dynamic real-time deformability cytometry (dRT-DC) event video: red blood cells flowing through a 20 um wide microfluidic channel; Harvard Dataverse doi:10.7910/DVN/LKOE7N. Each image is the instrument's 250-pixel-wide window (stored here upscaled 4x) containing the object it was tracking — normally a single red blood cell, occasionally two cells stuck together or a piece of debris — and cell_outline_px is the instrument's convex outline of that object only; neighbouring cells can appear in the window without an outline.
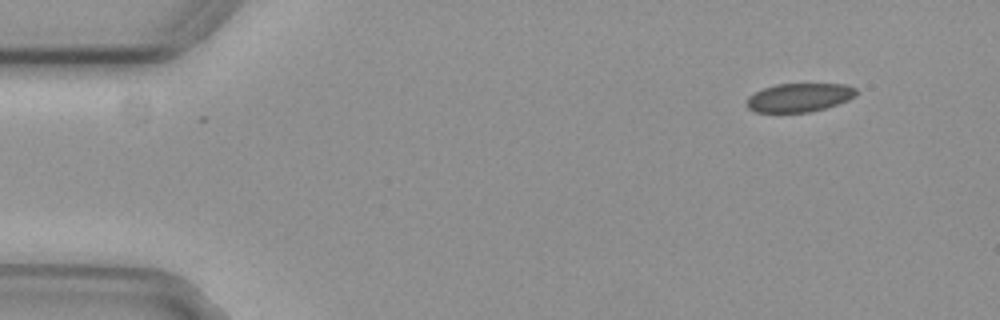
{"species": "common noctule bat (a hibernating species)", "species_latin": "Nyctalus noctula", "temperature_condition": "cold", "stored_images_in_passage": 51, "camera_frame_rate_fps": 3000, "um_per_image_px": 0.085, "animal": {"sex": "female", "body_mass_g": 29.2, "forearm_length_mm": 56.3}, "frame": {"image": 1, "passage_image": 1, "time_ms": 0.0, "image_size_px": [1000, 320], "cell_outline_px": [[856, 96], [848, 100], [824, 108], [808, 112], [756, 112], [748, 108], [748, 96], [764, 88], [776, 84], [848, 84], [856, 88]], "centroid_in_image_um": [67.96, 8.28], "position_along_channel_um": 17.0, "area_um2": 18.09}}
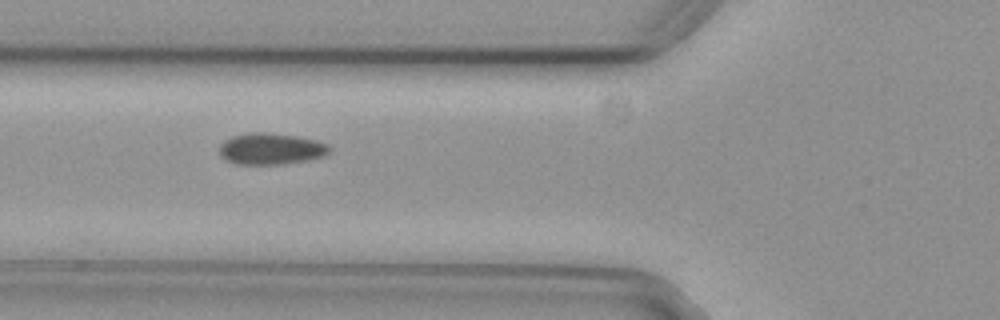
{"frame": {"image": 2, "passage_image": 16, "time_ms": 5.0, "image_size_px": [1000, 320], "cell_outline_px": [[332, 148], [324, 156], [308, 160], [284, 164], [236, 164], [220, 156], [220, 144], [224, 140], [232, 136], [252, 132], [264, 132], [296, 136], [316, 140], [328, 144]], "centroid_in_image_um": [23.04, 12.65], "position_along_channel_um": 102.8, "area_um2": 20.17}}
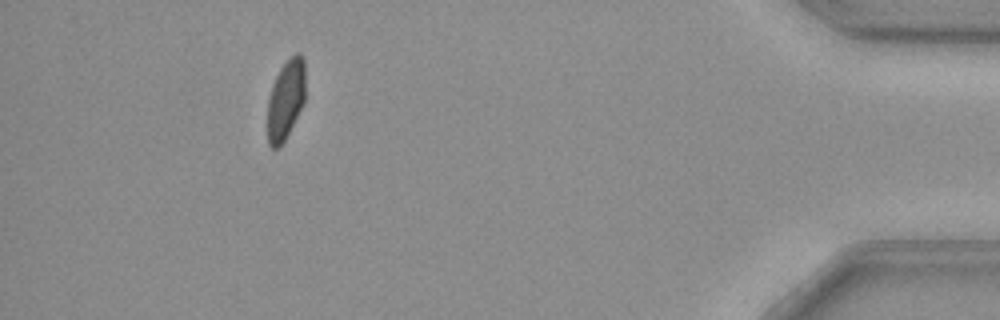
{"frame": {"image": 3, "passage_image": 46, "time_ms": 15.0, "image_size_px": [1000, 320], "cell_outline_px": [[304, 104], [280, 148], [272, 148], [268, 144], [268, 100], [272, 84], [280, 68], [296, 52], [300, 52], [304, 56]], "centroid_in_image_um": [24.29, 8.47], "position_along_channel_um": 410.9, "area_um2": 17.57}, "authors_computed_cell_mechanics": {"area_um2": 19.652, "velocity_mm_per_s": 3.7194, "shape_relaxation_time_tau1_ms": 7.2712, "shape_relaxation_time_tau2_ms": 3.3996, "deformation_change_tau1": 0.1073, "deformation_change_tau2": 0.0589}}